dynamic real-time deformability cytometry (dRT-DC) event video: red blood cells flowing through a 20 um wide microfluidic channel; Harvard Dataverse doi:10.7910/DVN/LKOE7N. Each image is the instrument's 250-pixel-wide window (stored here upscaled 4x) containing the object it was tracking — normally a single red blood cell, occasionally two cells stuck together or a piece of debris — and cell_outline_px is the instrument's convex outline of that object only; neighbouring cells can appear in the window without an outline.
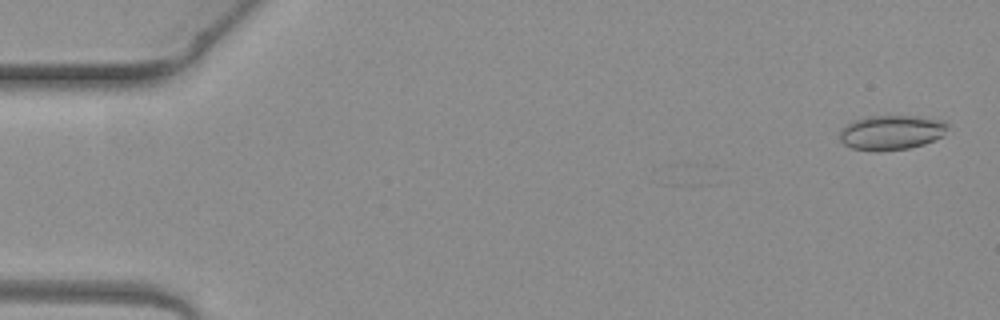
{"species": "common noctule bat (a hibernating species)", "species_latin": "Nyctalus noctula", "temperature_condition": "warm", "stored_images_in_passage": 4, "camera_frame_rate_fps": 3000, "um_per_image_px": 0.085, "animal": {"sex": "female", "body_mass_g": 19.3, "forearm_length_mm": 54.1}, "frame": {"image": 1, "passage_image": 1, "time_ms": 0.0, "image_size_px": [1000, 320], "cell_outline_px": [[948, 128], [944, 136], [924, 144], [908, 148], [880, 152], [852, 148], [844, 144], [840, 140], [840, 128], [852, 120], [868, 116], [920, 116], [944, 120], [948, 124]], "centroid_in_image_um": [75.78, 11.25], "position_along_channel_um": 9.2, "area_um2": 22.2}}
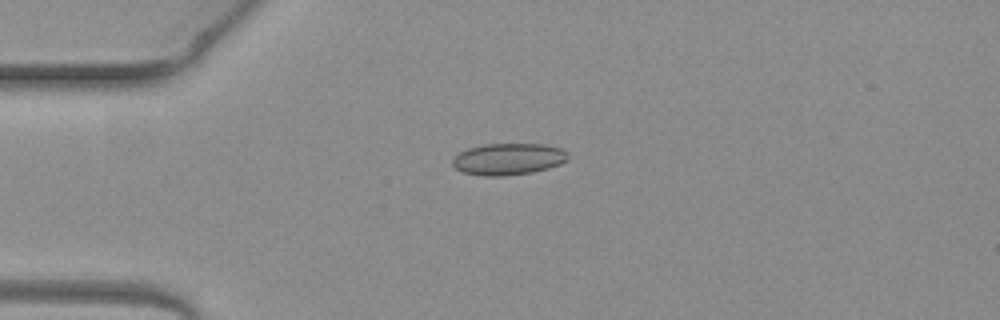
{"frame": {"image": 2, "passage_image": 4, "time_ms": 1.0, "image_size_px": [1000, 320], "cell_outline_px": [[568, 160], [560, 164], [548, 168], [532, 172], [504, 176], [484, 176], [464, 172], [456, 168], [452, 164], [452, 160], [460, 152], [468, 148], [484, 144], [544, 144], [564, 148], [568, 156]], "centroid_in_image_um": [43.24, 13.51], "position_along_channel_um": 41.8, "area_um2": 21.33}}